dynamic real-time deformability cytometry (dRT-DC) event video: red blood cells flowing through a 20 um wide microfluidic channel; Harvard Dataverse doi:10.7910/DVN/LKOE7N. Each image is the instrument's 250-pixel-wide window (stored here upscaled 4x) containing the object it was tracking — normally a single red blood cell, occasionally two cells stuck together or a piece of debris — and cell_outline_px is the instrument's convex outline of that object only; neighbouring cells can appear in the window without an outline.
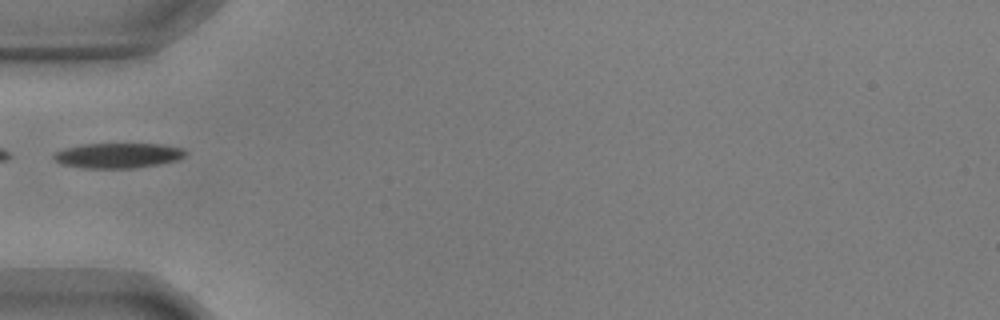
{"species": "common noctule bat (a hibernating species)", "species_latin": "Nyctalus noctula", "temperature_condition": "warm", "stored_images_in_passage": 36, "camera_frame_rate_fps": 3000, "um_per_image_px": 0.085, "animal": {"sex": "male", "body_mass_g": 17.9, "forearm_length_mm": 54.2}, "frame": {"image": 1, "passage_image": 1, "time_ms": 0.0, "image_size_px": [1000, 320], "cell_outline_px": [[188, 152], [180, 160], [136, 168], [80, 168], [60, 164], [52, 156], [56, 152], [64, 148], [80, 144], [164, 144], [180, 148]], "centroid_in_image_um": [10.02, 13.22], "position_along_channel_um": 75.0, "area_um2": 19.42}}
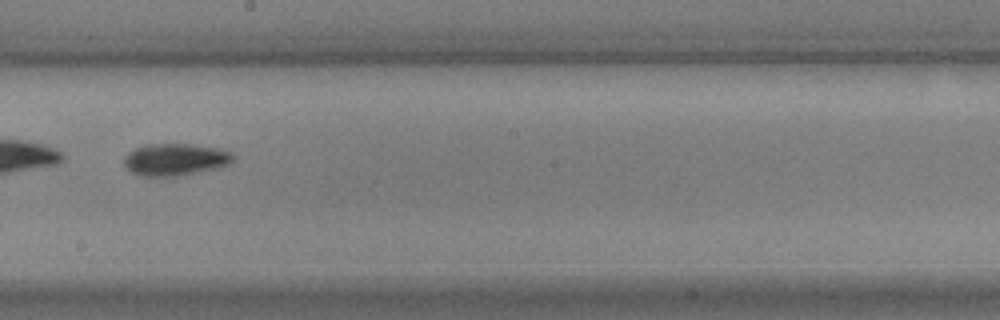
{"frame": {"image": 2, "passage_image": 14, "time_ms": 4.333, "image_size_px": [1000, 320], "cell_outline_px": [[236, 156], [232, 164], [216, 168], [176, 176], [140, 176], [124, 168], [124, 156], [128, 152], [144, 144], [192, 144], [220, 148], [232, 152]], "centroid_in_image_um": [14.91, 13.55], "position_along_channel_um": 233.3, "area_um2": 20.69}}
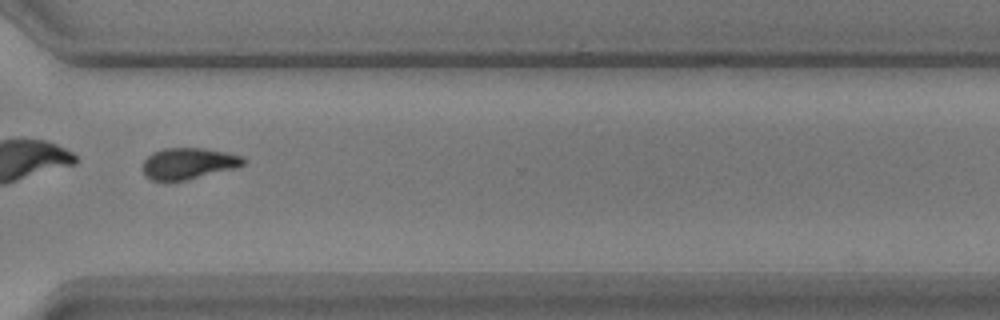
{"frame": {"image": 3, "passage_image": 24, "time_ms": 7.667, "image_size_px": [1000, 320], "cell_outline_px": [[248, 160], [244, 164], [236, 168], [184, 180], [152, 180], [144, 176], [140, 168], [144, 160], [152, 152], [164, 148], [204, 148], [228, 152], [244, 156]], "centroid_in_image_um": [16.01, 13.88], "position_along_channel_um": 354.6, "area_um2": 18.61}}